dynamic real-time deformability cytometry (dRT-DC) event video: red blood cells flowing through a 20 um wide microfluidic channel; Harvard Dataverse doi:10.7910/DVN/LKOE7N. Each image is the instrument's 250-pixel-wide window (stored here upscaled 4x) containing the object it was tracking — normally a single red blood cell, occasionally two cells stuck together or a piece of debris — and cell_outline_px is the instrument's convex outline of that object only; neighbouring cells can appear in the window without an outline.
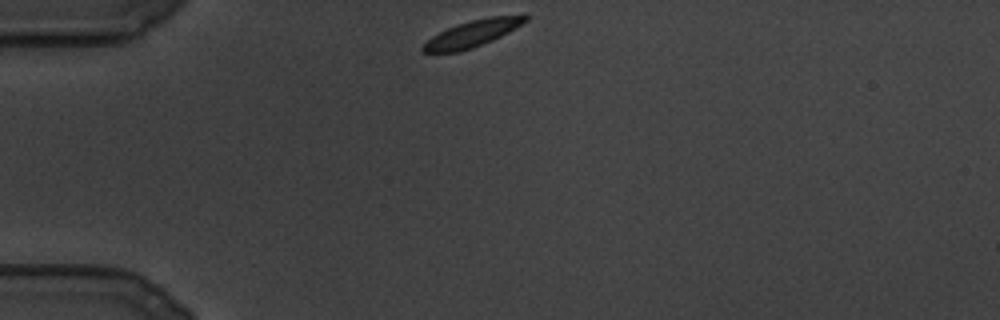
{"species": "common noctule bat (a hibernating species)", "species_latin": "Nyctalus noctula", "temperature_condition": "cold", "stored_images_in_passage": 89, "camera_frame_rate_fps": 3000, "um_per_image_px": 0.085, "animal": {"sex": "male", "body_mass_g": 19.5, "forearm_length_mm": 54.6}, "frame": {"image": 1, "passage_image": 1, "time_ms": 0.0, "image_size_px": [1000, 320], "cell_outline_px": [[528, 20], [508, 32], [492, 40], [472, 48], [460, 52], [420, 52], [420, 48], [432, 36], [456, 24], [488, 16], [524, 12], [528, 12]], "centroid_in_image_um": [40.24, 2.8], "position_along_channel_um": 44.8, "area_um2": 16.18}}
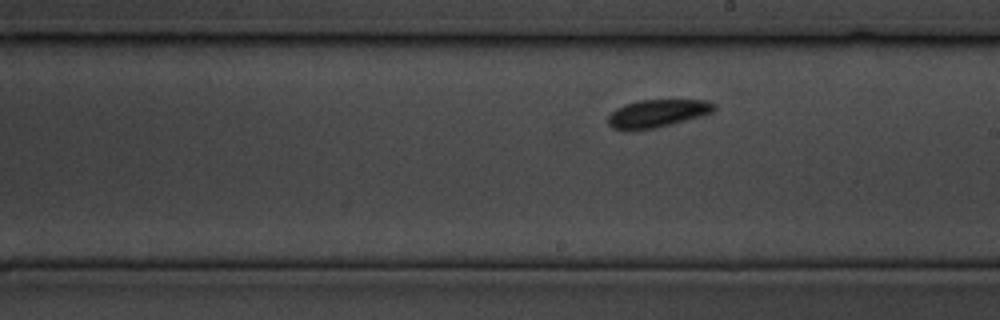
{"frame": {"image": 2, "passage_image": 39, "time_ms": 12.667, "image_size_px": [1000, 320], "cell_outline_px": [[716, 108], [712, 112], [700, 116], [656, 128], [632, 132], [612, 128], [608, 124], [608, 116], [616, 108], [624, 104], [640, 100], [704, 100], [712, 104]], "centroid_in_image_um": [55.79, 9.66], "position_along_channel_um": 233.2, "area_um2": 17.22}}
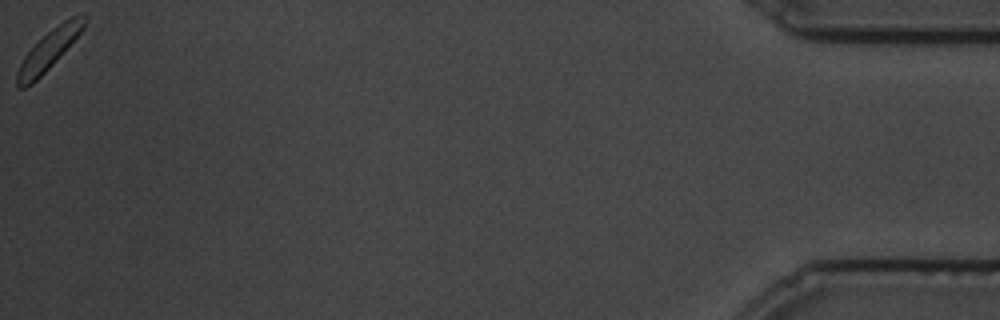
{"frame": {"image": 3, "passage_image": 89, "time_ms": 29.333, "image_size_px": [1000, 320], "cell_outline_px": [[84, 28], [52, 64], [32, 84], [24, 88], [20, 88], [16, 84], [16, 72], [24, 56], [52, 28], [64, 20], [72, 16], [84, 16]], "centroid_in_image_um": [4.09, 4.29], "position_along_channel_um": 431.1, "area_um2": 14.62}}